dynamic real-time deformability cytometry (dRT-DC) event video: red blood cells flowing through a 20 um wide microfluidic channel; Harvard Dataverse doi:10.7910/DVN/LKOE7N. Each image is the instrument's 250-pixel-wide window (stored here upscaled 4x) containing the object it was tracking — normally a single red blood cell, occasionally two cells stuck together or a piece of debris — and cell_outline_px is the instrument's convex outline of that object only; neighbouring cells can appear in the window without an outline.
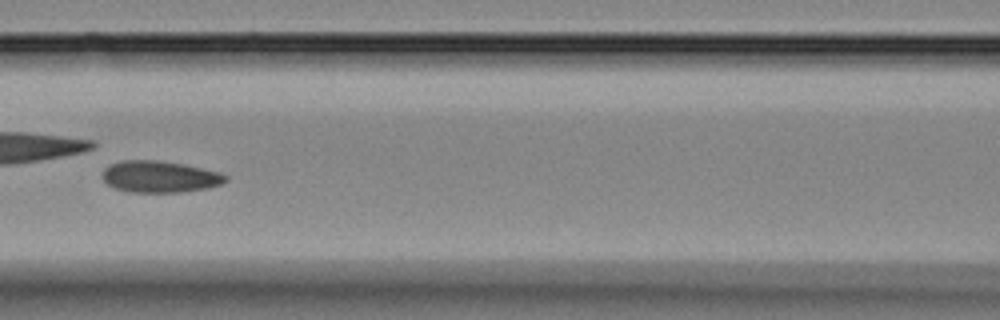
{"species": "Egyptian fruit bat (a non-hibernating species)", "species_latin": "Rousettus aegyptiacus", "temperature_condition": "room temperature", "stored_images_in_passage": 42, "camera_frame_rate_fps": 3000, "um_per_image_px": 0.085, "animal": {"sex": "female"}, "frame": {"image": 1, "passage_image": 19, "time_ms": 6.0, "image_size_px": [1000, 320], "cell_outline_px": [[228, 180], [220, 184], [208, 188], [184, 192], [128, 192], [116, 188], [108, 184], [100, 176], [104, 168], [112, 164], [124, 160], [156, 160], [180, 164], [220, 172], [228, 176]], "centroid_in_image_um": [13.57, 15.03], "position_along_channel_um": 153.0, "area_um2": 22.6}}
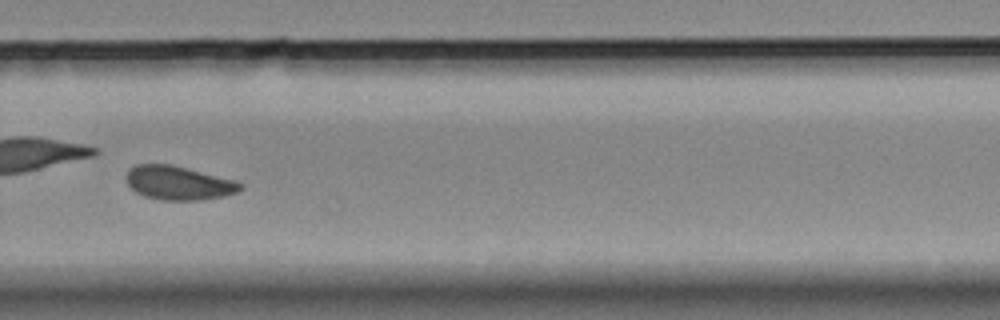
{"frame": {"image": 2, "passage_image": 30, "time_ms": 9.667, "image_size_px": [1000, 320], "cell_outline_px": [[244, 188], [240, 192], [224, 196], [204, 200], [160, 200], [144, 196], [136, 192], [128, 184], [124, 176], [128, 168], [136, 164], [172, 164], [236, 180], [244, 184]], "centroid_in_image_um": [15.2, 15.55], "position_along_channel_um": 314.6, "area_um2": 23.0}}